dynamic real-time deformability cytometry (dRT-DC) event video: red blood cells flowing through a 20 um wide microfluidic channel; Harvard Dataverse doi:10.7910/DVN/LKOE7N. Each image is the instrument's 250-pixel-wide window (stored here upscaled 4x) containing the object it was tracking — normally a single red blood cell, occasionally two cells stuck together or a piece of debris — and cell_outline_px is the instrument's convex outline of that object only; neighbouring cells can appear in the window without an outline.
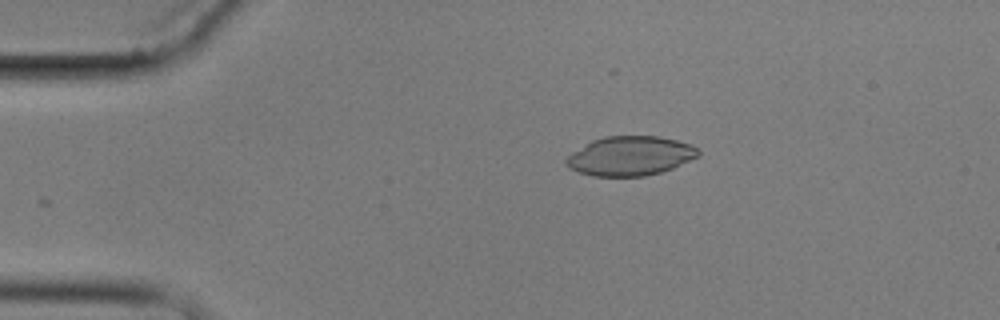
{"species": "common noctule bat (a hibernating species)", "species_latin": "Nyctalus noctula", "temperature_condition": "cold", "stored_images_in_passage": 8, "camera_frame_rate_fps": 3000, "um_per_image_px": 0.085, "animal": {"sex": "male", "body_mass_g": 17.9}, "frame": {"image": 1, "passage_image": 1, "time_ms": 0.0, "image_size_px": [1000, 320], "cell_outline_px": [[700, 156], [672, 168], [660, 172], [644, 176], [592, 176], [568, 168], [564, 164], [564, 160], [572, 152], [592, 140], [604, 136], [660, 136], [692, 144], [700, 152]], "centroid_in_image_um": [53.56, 13.25], "position_along_channel_um": 31.4, "area_um2": 30.35}}
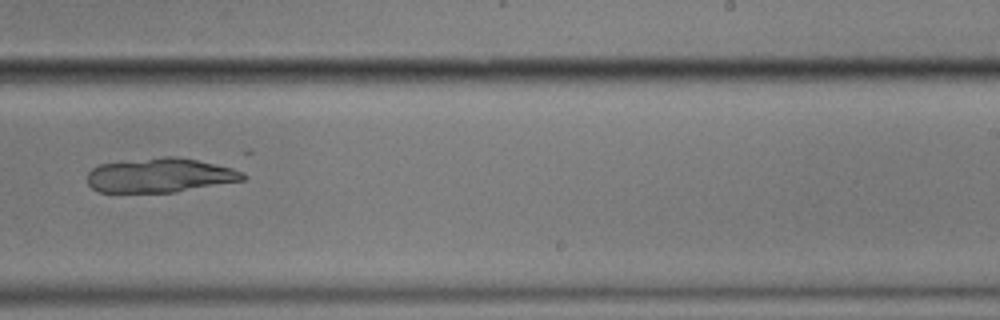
{"frame": {"image": 2, "passage_image": 8, "time_ms": 8.333, "image_size_px": [1000, 320], "cell_outline_px": [[248, 176], [244, 180], [176, 192], [100, 192], [92, 188], [88, 184], [88, 172], [92, 168], [100, 164], [164, 156], [176, 156], [196, 160], [232, 168], [244, 172]], "centroid_in_image_um": [13.62, 14.9], "position_along_channel_um": 275.4, "area_um2": 31.04}}